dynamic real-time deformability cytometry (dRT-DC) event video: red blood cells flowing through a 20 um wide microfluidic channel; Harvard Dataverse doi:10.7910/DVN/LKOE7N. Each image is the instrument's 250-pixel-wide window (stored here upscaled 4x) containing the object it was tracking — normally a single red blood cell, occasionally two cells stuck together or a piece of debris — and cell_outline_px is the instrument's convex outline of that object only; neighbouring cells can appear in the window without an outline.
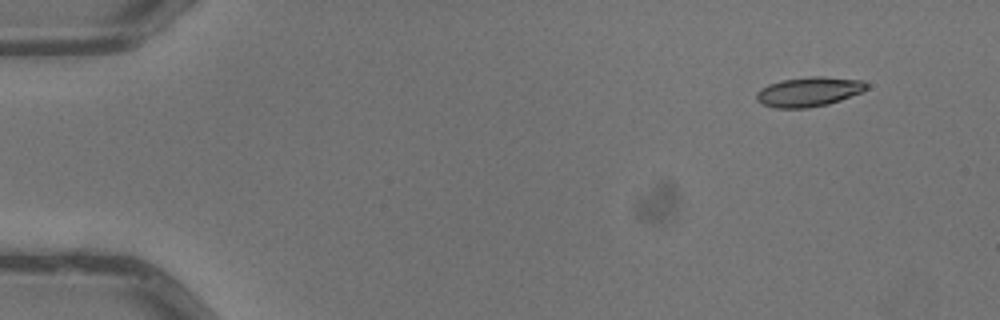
{"species": "common noctule bat (a hibernating species)", "species_latin": "Nyctalus noctula", "temperature_condition": "warm", "stored_images_in_passage": 4, "camera_frame_rate_fps": 3000, "um_per_image_px": 0.085, "animal": {"sex": "male", "body_mass_g": 13.3}, "frame": {"image": 1, "passage_image": 1, "time_ms": 0.0, "image_size_px": [1000, 320], "cell_outline_px": [[868, 88], [860, 92], [840, 100], [828, 104], [808, 108], [776, 108], [760, 104], [756, 100], [756, 92], [760, 88], [768, 84], [784, 80], [812, 76], [824, 76], [864, 80], [868, 84]], "centroid_in_image_um": [68.73, 7.8], "position_along_channel_um": 16.3, "area_um2": 19.07}}
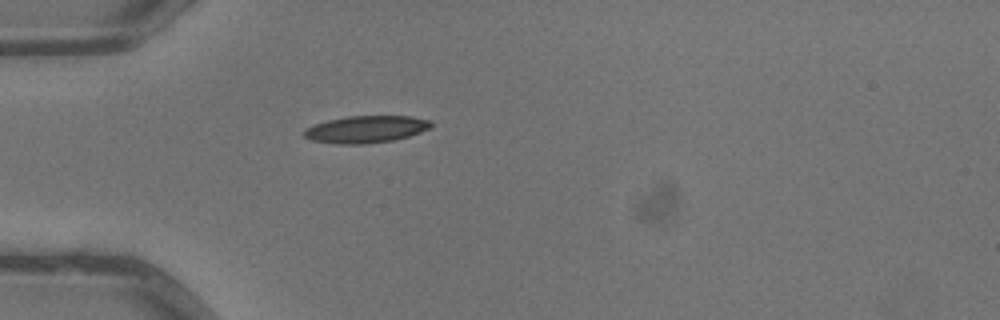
{"frame": {"image": 2, "passage_image": 4, "time_ms": 1.0, "image_size_px": [1000, 320], "cell_outline_px": [[432, 124], [428, 128], [420, 132], [408, 136], [392, 140], [364, 144], [336, 144], [312, 140], [304, 136], [304, 132], [308, 128], [316, 124], [328, 120], [348, 116], [408, 116], [432, 120]], "centroid_in_image_um": [31.12, 10.99], "position_along_channel_um": 53.9, "area_um2": 19.77}}